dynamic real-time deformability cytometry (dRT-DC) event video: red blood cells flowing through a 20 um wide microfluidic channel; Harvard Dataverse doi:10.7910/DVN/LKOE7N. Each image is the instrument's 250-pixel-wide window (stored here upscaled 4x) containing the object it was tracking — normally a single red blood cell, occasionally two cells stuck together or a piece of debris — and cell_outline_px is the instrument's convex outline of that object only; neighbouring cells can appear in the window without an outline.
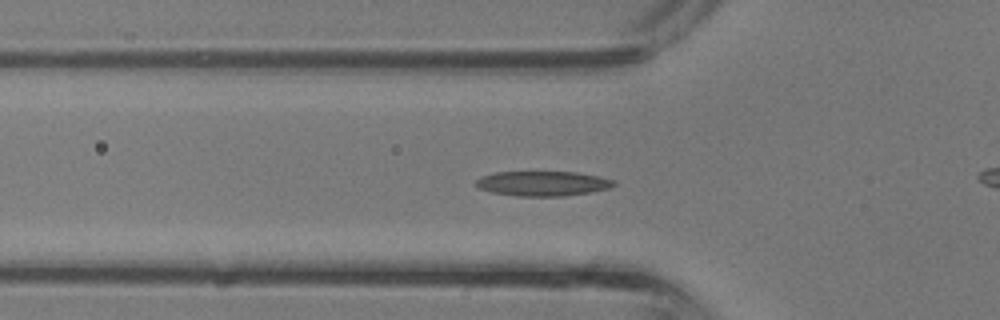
{"species": "common noctule bat (a hibernating species)", "species_latin": "Nyctalus noctula", "temperature_condition": "room temperature", "stored_images_in_passage": 38, "camera_frame_rate_fps": 3000, "um_per_image_px": 0.085, "animal": {"sex": "male", "body_mass_g": 13.3}, "frame": {"image": 1, "passage_image": 13, "time_ms": 4.0, "image_size_px": [1000, 320], "cell_outline_px": [[616, 184], [608, 188], [592, 192], [564, 196], [516, 196], [492, 192], [480, 188], [476, 184], [476, 180], [480, 176], [496, 172], [576, 172], [600, 176], [616, 180]], "centroid_in_image_um": [46.16, 15.59], "position_along_channel_um": 79.6, "area_um2": 20.0}}
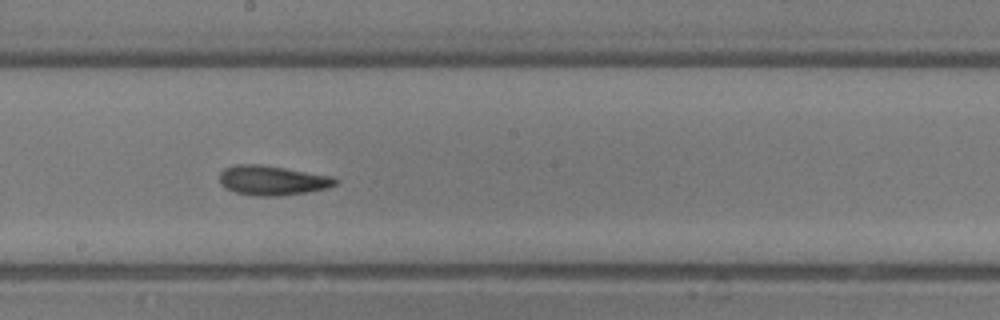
{"frame": {"image": 2, "passage_image": 21, "time_ms": 6.667, "image_size_px": [1000, 320], "cell_outline_px": [[340, 180], [336, 184], [328, 188], [280, 196], [256, 196], [236, 192], [224, 188], [220, 184], [220, 172], [224, 168], [232, 164], [260, 164], [332, 176]], "centroid_in_image_um": [23.12, 15.33], "position_along_channel_um": 225.1, "area_um2": 20.06}}
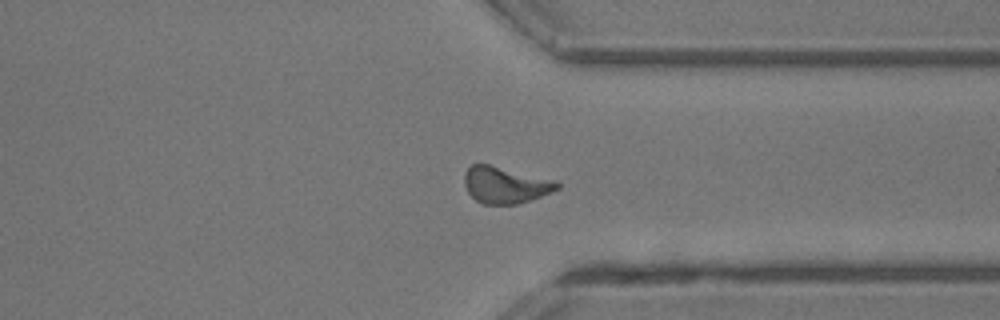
{"frame": {"image": 3, "passage_image": 29, "time_ms": 9.333, "image_size_px": [1000, 320], "cell_outline_px": [[560, 188], [552, 192], [516, 204], [484, 204], [476, 200], [468, 192], [464, 184], [464, 172], [472, 164], [488, 164], [556, 180], [560, 184]], "centroid_in_image_um": [42.95, 15.71], "position_along_channel_um": 368.5, "area_um2": 19.65}}